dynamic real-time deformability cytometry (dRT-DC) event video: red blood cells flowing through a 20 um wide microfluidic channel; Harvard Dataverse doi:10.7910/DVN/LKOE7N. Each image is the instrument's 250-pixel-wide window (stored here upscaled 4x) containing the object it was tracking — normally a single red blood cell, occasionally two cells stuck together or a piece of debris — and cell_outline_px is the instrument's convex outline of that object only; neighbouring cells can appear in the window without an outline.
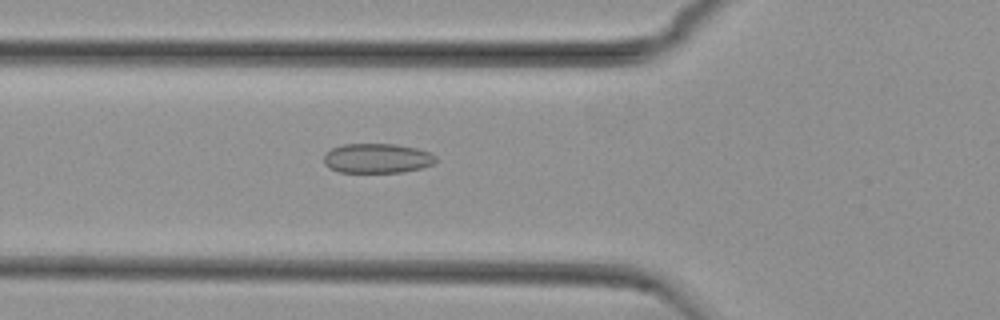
{"species": "common noctule bat (a hibernating species)", "species_latin": "Nyctalus noctula", "temperature_condition": "cold", "stored_images_in_passage": 45, "camera_frame_rate_fps": 3000, "um_per_image_px": 0.085, "animal": {"sex": "female", "body_mass_g": 29.2, "forearm_length_mm": 56.3}, "frame": {"image": 1, "passage_image": 10, "time_ms": 3.0, "image_size_px": [1000, 320], "cell_outline_px": [[436, 160], [432, 164], [420, 168], [404, 172], [340, 172], [324, 164], [324, 156], [332, 148], [344, 144], [396, 144], [416, 148], [432, 152], [436, 156]], "centroid_in_image_um": [32.09, 13.45], "position_along_channel_um": 93.7, "area_um2": 19.25}}
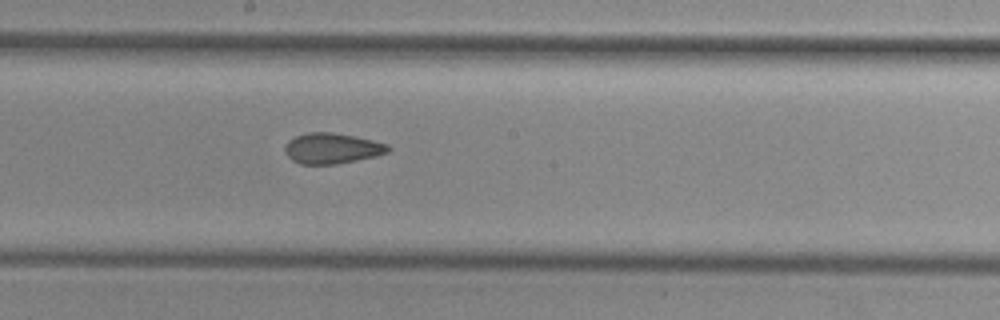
{"frame": {"image": 2, "passage_image": 20, "time_ms": 6.333, "image_size_px": [1000, 320], "cell_outline_px": [[392, 148], [388, 152], [376, 156], [336, 164], [300, 164], [292, 160], [288, 156], [284, 148], [284, 144], [288, 140], [296, 136], [308, 132], [332, 132], [356, 136], [388, 144]], "centroid_in_image_um": [28.22, 12.6], "position_along_channel_um": 220.0, "area_um2": 18.5}}
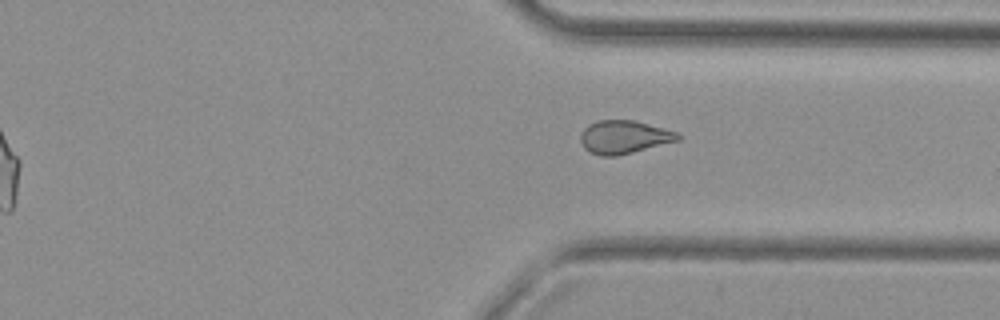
{"frame": {"image": 3, "passage_image": 31, "time_ms": 10.0, "image_size_px": [1000, 320], "cell_outline_px": [[680, 140], [616, 156], [600, 156], [588, 152], [584, 148], [580, 140], [580, 136], [584, 128], [588, 124], [600, 120], [632, 120], [676, 132], [680, 136]], "centroid_in_image_um": [52.99, 11.66], "position_along_channel_um": 358.4, "area_um2": 18.61}, "authors_computed_cell_mechanics": {"area_um2": 19.0162, "velocity_mm_per_s": 3.7767, "shape_relaxation_time_tau1_ms": null, "shape_relaxation_time_tau2_ms": 2.4949, "deformation_change_tau1": null, "deformation_change_tau2": 0.0801}}